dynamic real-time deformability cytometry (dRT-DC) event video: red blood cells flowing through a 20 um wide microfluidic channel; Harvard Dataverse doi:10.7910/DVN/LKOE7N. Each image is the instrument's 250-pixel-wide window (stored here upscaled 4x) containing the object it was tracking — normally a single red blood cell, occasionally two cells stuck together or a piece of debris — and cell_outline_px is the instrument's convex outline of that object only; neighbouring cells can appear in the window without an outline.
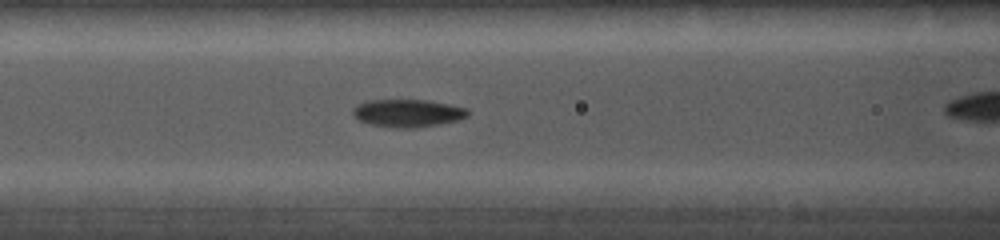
{"species": "common noctule bat (a hibernating species)", "species_latin": "Nyctalus noctula", "temperature_condition": "cold", "stored_images_in_passage": 23, "camera_frame_rate_fps": 5000, "um_per_image_px": 0.085, "animal": {"sex": "female", "body_mass_g": 19.0, "forearm_length_mm": 56.7}, "frame": {"image": 1, "passage_image": 10, "time_ms": 5.6, "image_size_px": [1000, 240], "cell_outline_px": [[468, 116], [456, 120], [416, 128], [396, 128], [372, 124], [360, 120], [352, 116], [352, 108], [356, 104], [368, 100], [428, 100], [468, 108]], "centroid_in_image_um": [34.61, 9.6], "position_along_channel_um": 132.0, "area_um2": 18.5}}
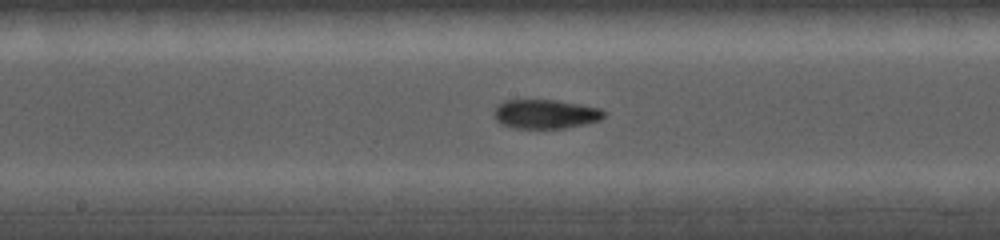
{"frame": {"image": 2, "passage_image": 14, "time_ms": 7.2, "image_size_px": [1000, 240], "cell_outline_px": [[608, 112], [600, 120], [584, 124], [564, 128], [512, 128], [500, 124], [496, 120], [492, 112], [496, 104], [504, 100], [556, 100], [580, 104], [600, 108]], "centroid_in_image_um": [46.33, 9.69], "position_along_channel_um": 201.9, "area_um2": 18.96}}
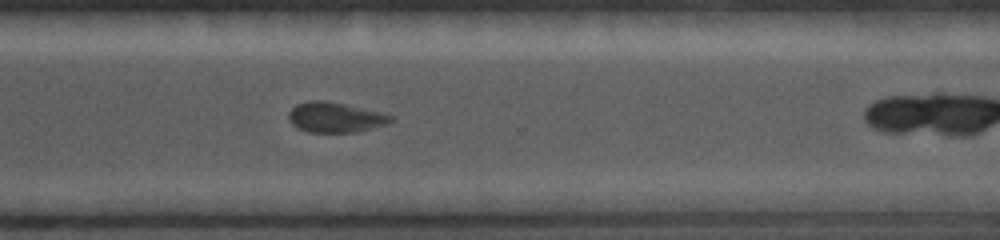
{"frame": {"image": 3, "passage_image": 19, "time_ms": 10.4, "image_size_px": [1000, 240], "cell_outline_px": [[396, 120], [388, 124], [352, 132], [308, 132], [292, 124], [288, 120], [288, 112], [296, 104], [308, 100], [324, 100], [344, 104], [380, 112], [392, 116]], "centroid_in_image_um": [28.47, 9.96], "position_along_channel_um": 342.1, "area_um2": 17.86}}